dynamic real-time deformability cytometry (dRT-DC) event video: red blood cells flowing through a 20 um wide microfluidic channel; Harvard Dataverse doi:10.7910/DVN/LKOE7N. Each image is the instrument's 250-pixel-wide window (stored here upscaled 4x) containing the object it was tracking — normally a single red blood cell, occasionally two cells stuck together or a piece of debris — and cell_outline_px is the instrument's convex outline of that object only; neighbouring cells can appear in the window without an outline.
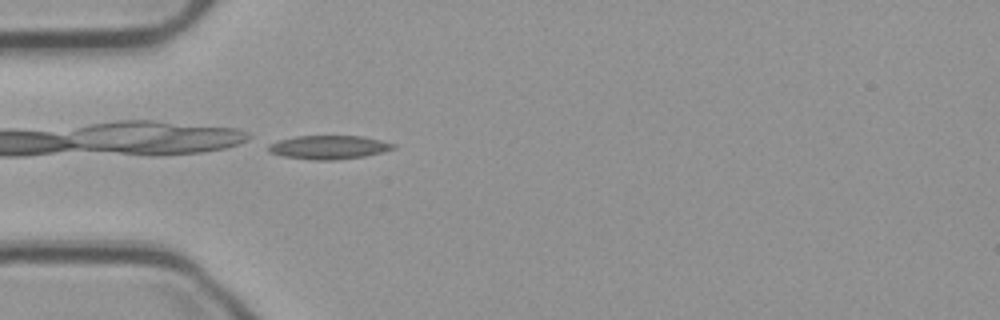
{"species": "common noctule bat (a hibernating species)", "species_latin": "Nyctalus noctula", "temperature_condition": "cold", "stored_images_in_passage": 32, "camera_frame_rate_fps": 3000, "um_per_image_px": 0.085, "animal": {"sex": "male", "body_mass_g": 23.1, "forearm_length_mm": 52.7}, "frame": {"image": 1, "passage_image": 1, "time_ms": 0.0, "image_size_px": [1000, 320], "cell_outline_px": [[396, 148], [364, 156], [332, 160], [312, 160], [284, 156], [268, 152], [268, 144], [280, 140], [296, 136], [364, 136], [396, 144]], "centroid_in_image_um": [27.94, 12.51], "position_along_channel_um": 57.1, "area_um2": 17.11}}
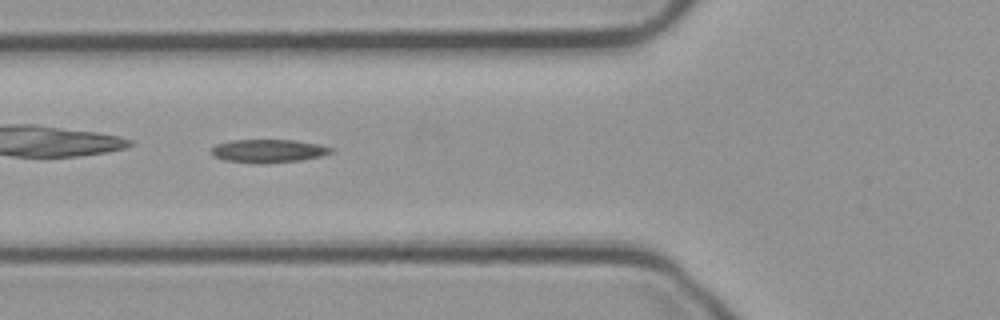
{"frame": {"image": 2, "passage_image": 5, "time_ms": 1.333, "image_size_px": [1000, 320], "cell_outline_px": [[332, 152], [320, 156], [300, 160], [264, 164], [256, 164], [224, 160], [212, 156], [212, 148], [216, 144], [232, 140], [292, 140], [320, 144], [332, 148]], "centroid_in_image_um": [22.77, 12.84], "position_along_channel_um": 103.0, "area_um2": 16.24}}